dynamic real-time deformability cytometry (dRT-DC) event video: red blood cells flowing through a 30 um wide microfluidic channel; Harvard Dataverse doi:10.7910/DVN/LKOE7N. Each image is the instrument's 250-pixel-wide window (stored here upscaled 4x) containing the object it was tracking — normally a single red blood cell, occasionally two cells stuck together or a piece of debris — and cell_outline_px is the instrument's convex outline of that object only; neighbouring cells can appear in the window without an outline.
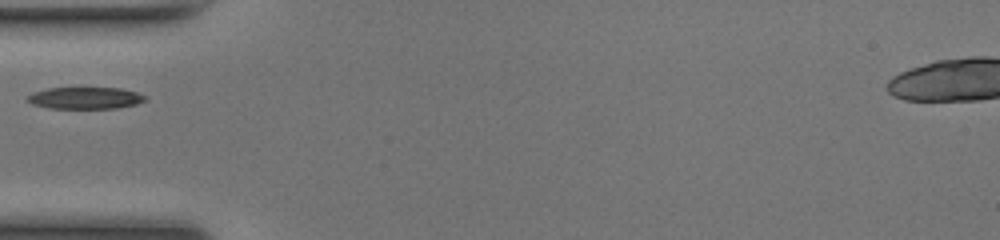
{"species": "common noctule bat (a hibernating species)", "species_latin": "Nyctalus noctula", "temperature_condition": "room temperature", "stored_images_in_passage": 28, "camera_frame_rate_fps": 3000, "um_per_image_px": 0.085, "animal": {"sex": "female", "body_mass_g": 17.0, "forearm_length_mm": 48.0}, "frame": {"image": 1, "passage_image": 1, "time_ms": 0.0, "image_size_px": [1000, 240], "cell_outline_px": [[148, 100], [136, 104], [116, 108], [48, 108], [32, 104], [28, 100], [28, 96], [32, 92], [48, 88], [120, 88], [136, 92], [148, 96]], "centroid_in_image_um": [7.28, 8.33], "position_along_channel_um": 77.7, "area_um2": 14.97}}